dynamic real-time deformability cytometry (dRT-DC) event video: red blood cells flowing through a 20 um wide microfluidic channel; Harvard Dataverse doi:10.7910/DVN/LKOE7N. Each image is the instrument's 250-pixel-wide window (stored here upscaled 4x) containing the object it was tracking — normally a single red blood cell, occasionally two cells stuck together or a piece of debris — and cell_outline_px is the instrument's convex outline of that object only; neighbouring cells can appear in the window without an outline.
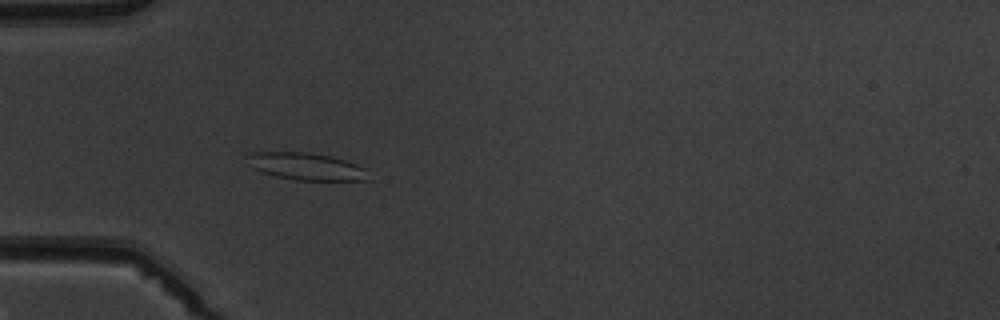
{"species": "common noctule bat (a hibernating species)", "species_latin": "Nyctalus noctula", "temperature_condition": "warm", "stored_images_in_passage": 4, "camera_frame_rate_fps": 3000, "um_per_image_px": 0.085, "animal": {"sex": "male", "body_mass_g": 19.5, "forearm_length_mm": 54.6}, "frame": {"image": 1, "passage_image": 4, "time_ms": 3.667, "image_size_px": [1000, 320], "cell_outline_px": [[368, 180], [296, 180], [276, 176], [260, 172], [252, 168], [252, 152], [308, 152], [332, 156], [356, 164], [364, 168]], "centroid_in_image_um": [26.07, 14.15], "position_along_channel_um": 58.9, "area_um2": 18.73}}